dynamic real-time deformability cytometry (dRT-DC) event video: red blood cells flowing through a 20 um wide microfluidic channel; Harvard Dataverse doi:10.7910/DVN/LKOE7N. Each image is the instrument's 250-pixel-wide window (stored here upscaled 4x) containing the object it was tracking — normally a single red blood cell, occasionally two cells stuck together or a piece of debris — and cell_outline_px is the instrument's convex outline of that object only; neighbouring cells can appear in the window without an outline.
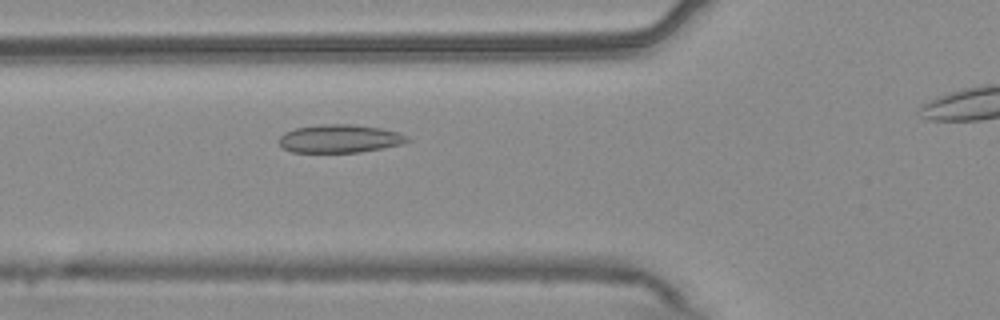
{"species": "common noctule bat (a hibernating species)", "species_latin": "Nyctalus noctula", "temperature_condition": "warm", "stored_images_in_passage": 41, "camera_frame_rate_fps": 3000, "um_per_image_px": 0.085, "animal": {"sex": "male", "body_mass_g": 20.4}, "frame": {"image": 1, "passage_image": 13, "time_ms": 4.0, "image_size_px": [1000, 320], "cell_outline_px": [[412, 140], [404, 144], [384, 148], [360, 152], [292, 152], [284, 148], [280, 144], [280, 136], [284, 132], [296, 128], [320, 124], [352, 124], [380, 128], [400, 132], [408, 136]], "centroid_in_image_um": [28.94, 11.78], "position_along_channel_um": 96.9, "area_um2": 21.21}}
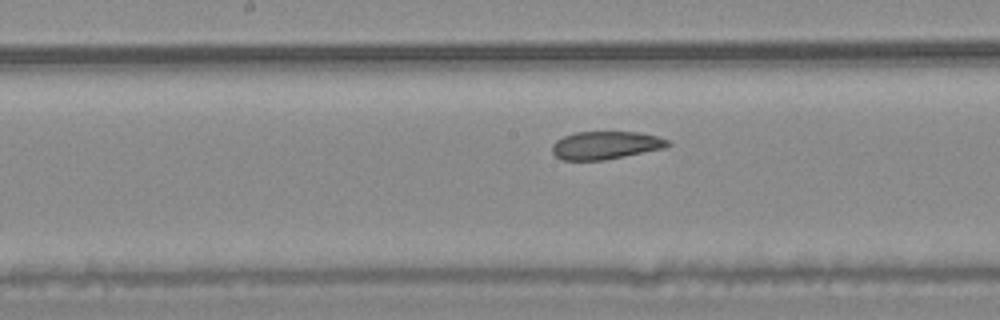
{"frame": {"image": 2, "passage_image": 21, "time_ms": 6.667, "image_size_px": [1000, 320], "cell_outline_px": [[672, 144], [664, 148], [604, 160], [560, 160], [552, 152], [552, 144], [556, 140], [564, 136], [576, 132], [640, 132], [656, 136], [668, 140]], "centroid_in_image_um": [51.45, 12.34], "position_along_channel_um": 196.7, "area_um2": 18.79}}
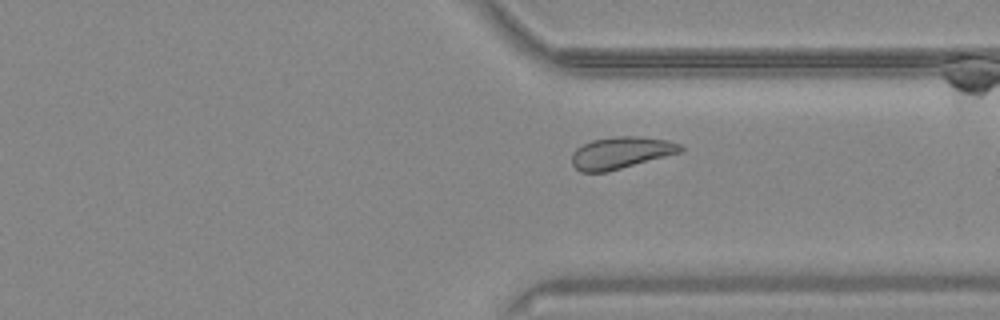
{"frame": {"image": 3, "passage_image": 34, "time_ms": 11.0, "image_size_px": [1000, 320], "cell_outline_px": [[684, 152], [608, 172], [580, 172], [572, 164], [572, 152], [576, 148], [592, 140], [616, 136], [640, 136], [668, 140], [680, 144], [684, 148]], "centroid_in_image_um": [52.82, 12.99], "position_along_channel_um": 358.6, "area_um2": 20.52}, "authors_computed_cell_mechanics": {"area_um2": 20.3456, "velocity_mm_per_s": 3.7325, "shape_relaxation_time_tau1_ms": null, "shape_relaxation_time_tau2_ms": 3.6651, "deformation_change_tau1": null, "deformation_change_tau2": 0.069}}